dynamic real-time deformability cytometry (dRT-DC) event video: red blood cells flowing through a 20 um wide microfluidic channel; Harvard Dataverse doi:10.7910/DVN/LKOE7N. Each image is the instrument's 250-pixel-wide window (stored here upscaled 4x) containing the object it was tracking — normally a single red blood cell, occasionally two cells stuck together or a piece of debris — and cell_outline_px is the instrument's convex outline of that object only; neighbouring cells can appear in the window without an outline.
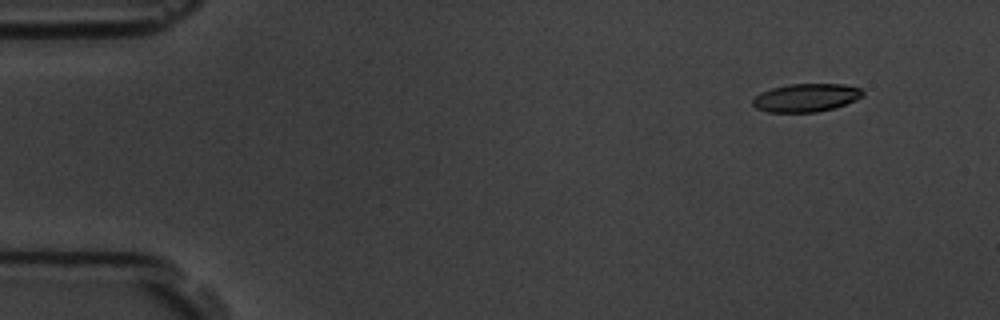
{"species": "common noctule bat (a hibernating species)", "species_latin": "Nyctalus noctula", "temperature_condition": "room temperature", "stored_images_in_passage": 5, "camera_frame_rate_fps": 3000, "um_per_image_px": 0.085, "animal": {"sex": "male", "body_mass_g": 19.5, "forearm_length_mm": 54.6}, "frame": {"image": 1, "passage_image": 1, "time_ms": 0.0, "image_size_px": [1000, 320], "cell_outline_px": [[864, 96], [856, 100], [832, 108], [816, 112], [768, 112], [756, 108], [752, 104], [752, 100], [760, 92], [772, 88], [788, 84], [844, 84], [860, 88], [864, 92]], "centroid_in_image_um": [68.51, 8.3], "position_along_channel_um": 16.5, "area_um2": 18.03}}
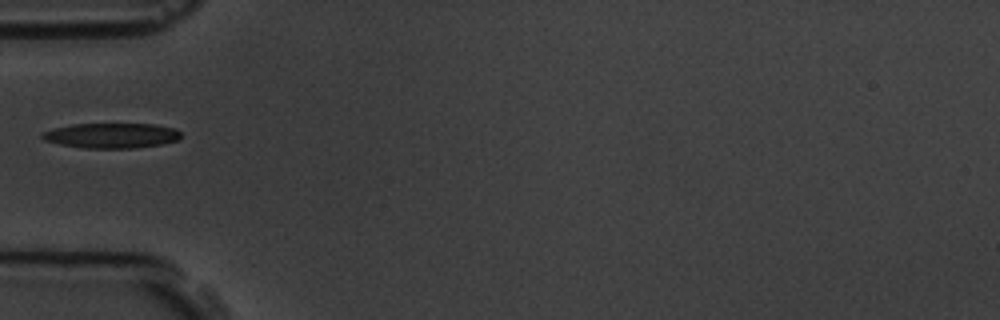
{"frame": {"image": 2, "passage_image": 4, "time_ms": 4.333, "image_size_px": [1000, 320], "cell_outline_px": [[180, 136], [176, 140], [160, 144], [136, 148], [84, 148], [60, 144], [44, 140], [40, 136], [40, 132], [52, 128], [72, 124], [152, 124], [176, 128], [180, 132]], "centroid_in_image_um": [9.42, 11.51], "position_along_channel_um": 75.6, "area_um2": 20.29}}
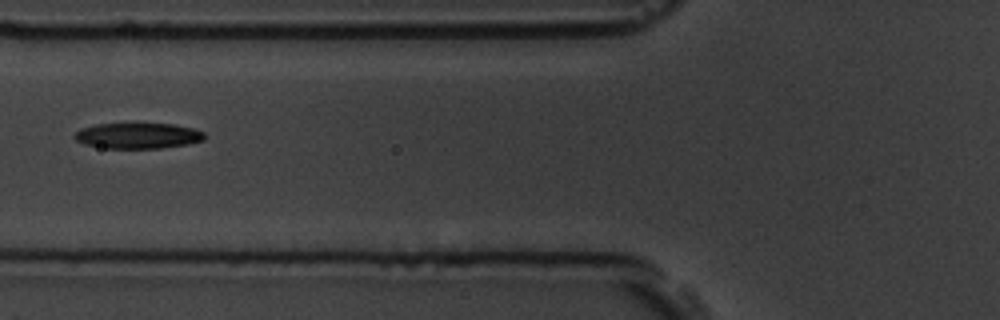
{"frame": {"image": 3, "passage_image": 5, "time_ms": 5.333, "image_size_px": [1000, 320], "cell_outline_px": [[204, 140], [188, 144], [160, 148], [104, 148], [84, 144], [76, 140], [72, 136], [80, 128], [96, 124], [172, 124], [192, 128], [204, 132]], "centroid_in_image_um": [11.69, 11.54], "position_along_channel_um": 114.1, "area_um2": 19.36}}